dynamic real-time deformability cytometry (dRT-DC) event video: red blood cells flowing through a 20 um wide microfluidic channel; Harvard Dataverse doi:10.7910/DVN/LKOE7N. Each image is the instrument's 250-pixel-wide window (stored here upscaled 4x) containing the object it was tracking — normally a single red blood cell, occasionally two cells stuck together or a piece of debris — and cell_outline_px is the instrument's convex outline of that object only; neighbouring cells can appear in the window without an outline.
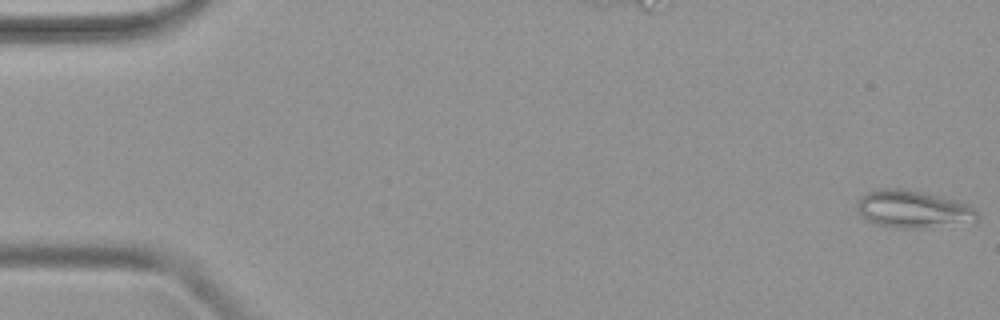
{"species": "common noctule bat (a hibernating species)", "species_latin": "Nyctalus noctula", "temperature_condition": "warm", "stored_images_in_passage": 7, "camera_frame_rate_fps": 3000, "um_per_image_px": 0.085, "animal": {"sex": "female", "body_mass_g": 19.9}, "frame": {"image": 1, "passage_image": 1, "time_ms": 0.0, "image_size_px": [1000, 320], "cell_outline_px": [[980, 220], [976, 224], [924, 228], [896, 228], [876, 224], [864, 220], [860, 216], [856, 208], [856, 204], [860, 196], [868, 192], [880, 188], [904, 188], [940, 196], [956, 200], [968, 204], [980, 212]], "centroid_in_image_um": [77.69, 17.81], "position_along_channel_um": 7.3, "area_um2": 27.34}}
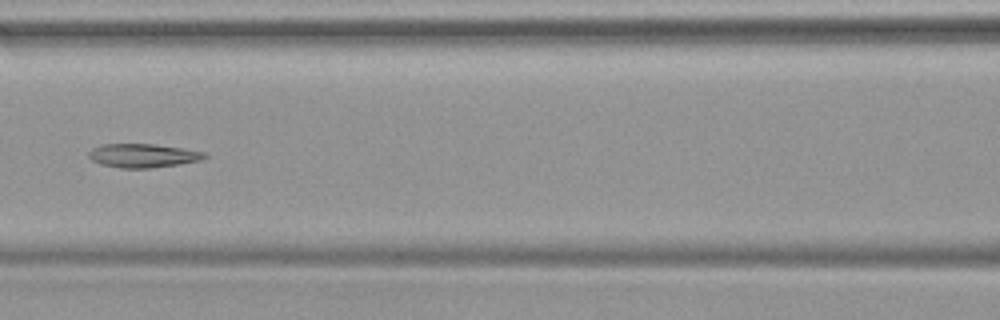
{"frame": {"image": 2, "passage_image": 7, "time_ms": 2.0, "image_size_px": [1000, 320], "cell_outline_px": [[208, 156], [200, 160], [180, 164], [152, 168], [120, 168], [100, 164], [92, 160], [88, 156], [88, 152], [92, 148], [100, 144], [152, 144], [184, 148], [208, 152]], "centroid_in_image_um": [12.17, 13.22], "position_along_channel_um": 154.4, "area_um2": 16.24}}